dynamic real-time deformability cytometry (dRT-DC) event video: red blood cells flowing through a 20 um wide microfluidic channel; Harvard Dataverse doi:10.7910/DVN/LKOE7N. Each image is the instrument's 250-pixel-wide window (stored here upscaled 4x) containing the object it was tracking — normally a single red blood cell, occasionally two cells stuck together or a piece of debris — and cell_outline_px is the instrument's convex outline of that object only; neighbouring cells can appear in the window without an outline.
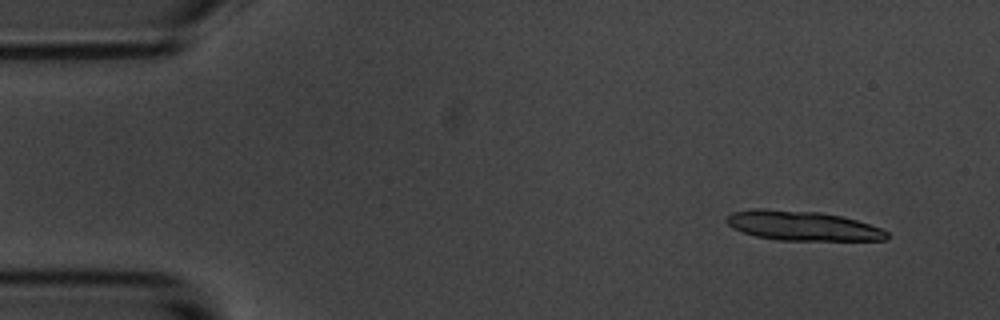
{"species": "common noctule bat (a hibernating species)", "species_latin": "Nyctalus noctula", "temperature_condition": "room temperature", "stored_images_in_passage": 10, "camera_frame_rate_fps": 3000, "um_per_image_px": 0.085, "animal": {"sex": "male", "body_mass_g": 20.1, "forearm_length_mm": 53.5}, "frame": {"image": 1, "passage_image": 2, "time_ms": 1.0, "image_size_px": [1000, 320], "cell_outline_px": [[888, 240], [780, 240], [756, 236], [732, 228], [724, 220], [732, 212], [752, 208], [764, 208], [820, 212], [840, 216], [856, 220], [880, 228], [888, 232]], "centroid_in_image_um": [68.17, 19.18], "position_along_channel_um": 16.8, "area_um2": 27.63}}
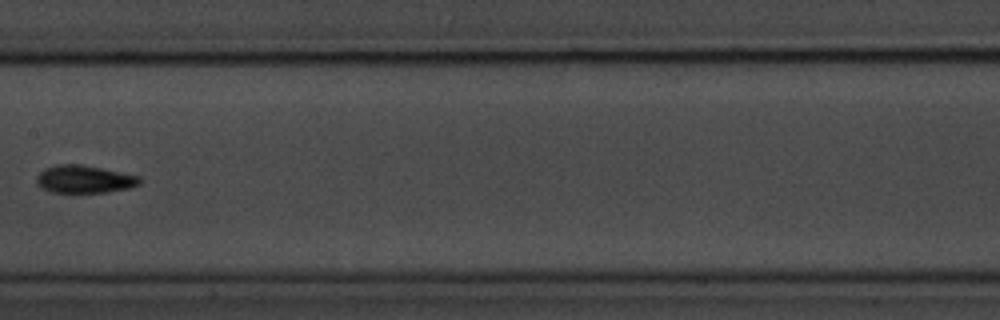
{"frame": {"image": 2, "passage_image": 9, "time_ms": 9.333, "image_size_px": [1000, 320], "cell_outline_px": [[140, 184], [128, 188], [108, 192], [52, 192], [40, 188], [36, 184], [36, 176], [44, 168], [56, 164], [80, 164], [140, 176]], "centroid_in_image_um": [7.12, 15.23], "position_along_channel_um": 200.3, "area_um2": 16.65}}
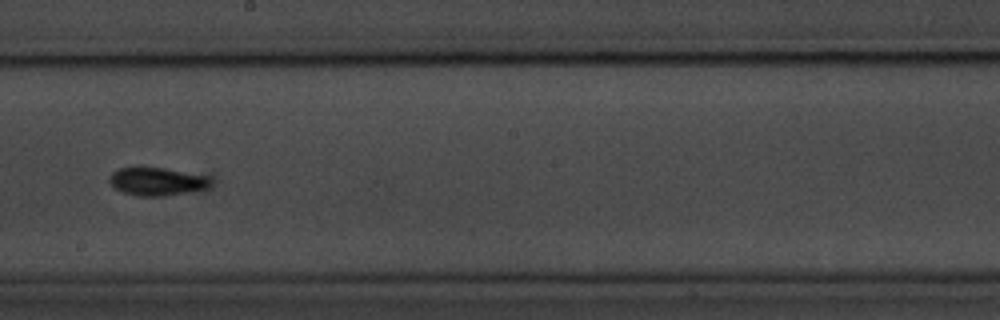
{"frame": {"image": 3, "passage_image": 10, "time_ms": 10.333, "image_size_px": [1000, 320], "cell_outline_px": [[212, 180], [204, 188], [188, 192], [164, 196], [136, 196], [124, 192], [116, 188], [108, 180], [112, 172], [120, 168], [140, 164], [164, 168], [208, 176]], "centroid_in_image_um": [13.27, 15.38], "position_along_channel_um": 234.9, "area_um2": 16.82}}